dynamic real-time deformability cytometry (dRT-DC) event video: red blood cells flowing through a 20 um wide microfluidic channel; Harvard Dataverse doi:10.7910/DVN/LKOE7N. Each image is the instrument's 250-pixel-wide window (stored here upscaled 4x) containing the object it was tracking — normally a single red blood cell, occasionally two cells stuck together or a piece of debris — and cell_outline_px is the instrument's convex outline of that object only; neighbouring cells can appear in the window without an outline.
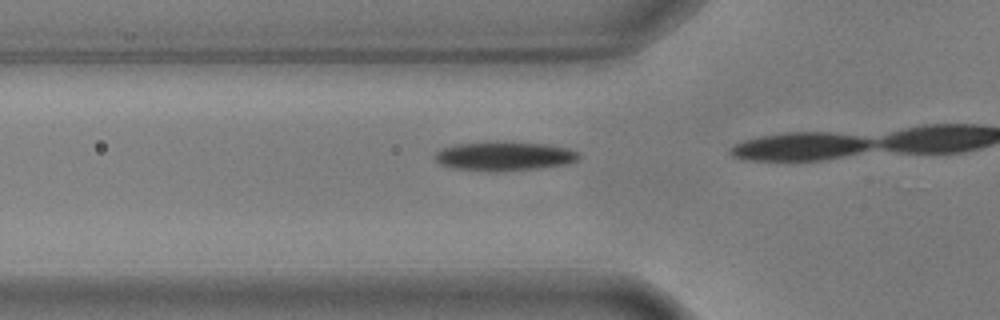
{"species": "common noctule bat (a hibernating species)", "species_latin": "Nyctalus noctula", "temperature_condition": "warm", "stored_images_in_passage": 19, "camera_frame_rate_fps": 3000, "um_per_image_px": 0.085, "animal": {"sex": "male", "body_mass_g": 17.9, "forearm_length_mm": 54.2}, "frame": {"image": 1, "passage_image": 15, "time_ms": 4.667, "image_size_px": [1000, 320], "cell_outline_px": [[580, 160], [568, 164], [536, 168], [492, 172], [452, 168], [440, 164], [436, 160], [436, 152], [444, 148], [456, 144], [496, 140], [548, 144], [572, 148], [580, 152]], "centroid_in_image_um": [42.94, 13.25], "position_along_channel_um": 82.9, "area_um2": 24.97}}